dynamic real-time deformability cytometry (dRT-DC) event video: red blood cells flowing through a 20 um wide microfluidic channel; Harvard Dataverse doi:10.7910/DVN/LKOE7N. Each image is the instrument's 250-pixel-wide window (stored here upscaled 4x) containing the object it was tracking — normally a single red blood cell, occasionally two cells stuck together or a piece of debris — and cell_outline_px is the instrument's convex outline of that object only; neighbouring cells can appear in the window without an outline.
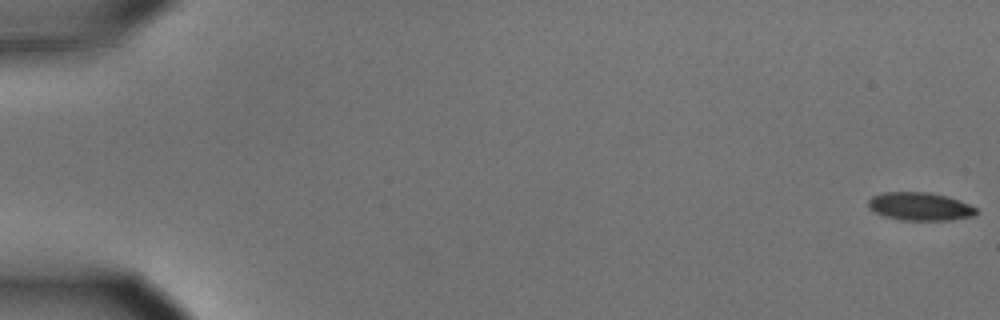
{"species": "common noctule bat (a hibernating species)", "species_latin": "Nyctalus noctula", "temperature_condition": "cold", "stored_images_in_passage": 58, "camera_frame_rate_fps": 3000, "um_per_image_px": 0.085, "animal": {"sex": "male", "body_mass_g": 15.6}, "frame": {"image": 1, "passage_image": 1, "time_ms": 0.0, "image_size_px": [1000, 320], "cell_outline_px": [[976, 216], [952, 220], [900, 220], [884, 216], [868, 208], [868, 200], [872, 196], [880, 192], [928, 192], [948, 196], [960, 200], [976, 208]], "centroid_in_image_um": [78.19, 17.54], "position_along_channel_um": 6.8, "area_um2": 17.86}}
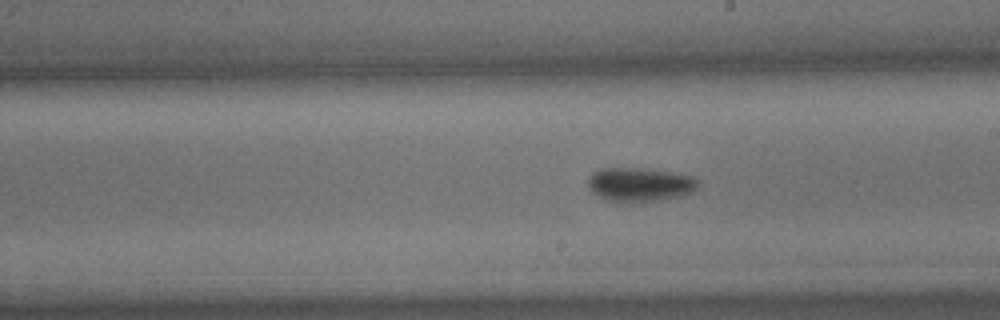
{"frame": {"image": 2, "passage_image": 34, "time_ms": 11.0, "image_size_px": [1000, 320], "cell_outline_px": [[700, 184], [692, 192], [680, 196], [660, 200], [628, 204], [620, 204], [608, 200], [592, 192], [588, 184], [588, 176], [592, 172], [600, 168], [640, 168], [672, 172], [692, 176], [700, 180]], "centroid_in_image_um": [54.37, 15.7], "position_along_channel_um": 234.6, "area_um2": 22.25}}
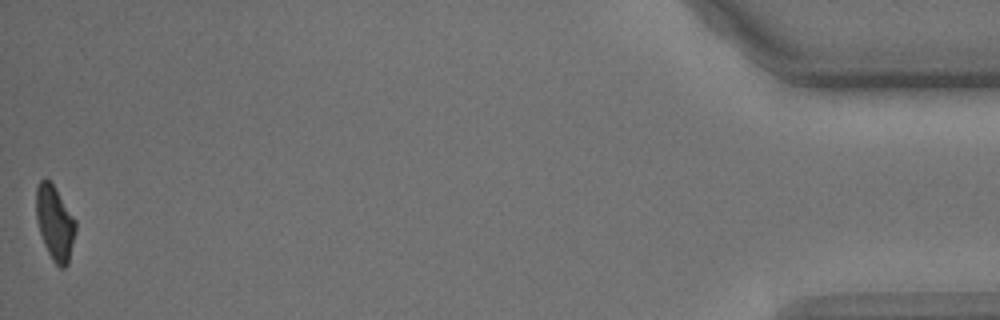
{"frame": {"image": 3, "passage_image": 58, "time_ms": 19.0, "image_size_px": [1000, 320], "cell_outline_px": [[76, 232], [68, 264], [64, 268], [60, 268], [52, 260], [44, 244], [40, 232], [36, 216], [36, 184], [40, 180], [48, 180], [52, 184], [76, 220]], "centroid_in_image_um": [4.67, 18.98], "position_along_channel_um": 430.5, "area_um2": 16.99}, "authors_computed_cell_mechanics": {"area_um2": 19.2474, "velocity_mm_per_s": 3.537, "shape_relaxation_time_tau1_ms": 3.3775, "shape_relaxation_time_tau2_ms": null, "deformation_change_tau1": 0.1487, "deformation_change_tau2": null}}